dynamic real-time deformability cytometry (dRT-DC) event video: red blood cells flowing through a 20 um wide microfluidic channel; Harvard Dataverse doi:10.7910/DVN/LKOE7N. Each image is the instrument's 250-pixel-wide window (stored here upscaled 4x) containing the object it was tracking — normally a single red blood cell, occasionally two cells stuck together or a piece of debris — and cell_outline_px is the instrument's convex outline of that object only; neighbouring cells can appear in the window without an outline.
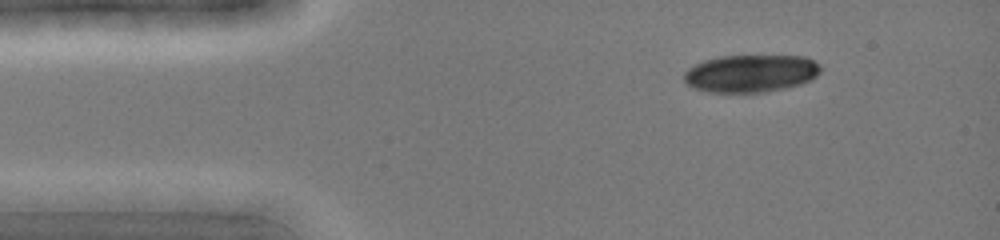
{"species": "common noctule bat (a hibernating species)", "species_latin": "Nyctalus noctula", "temperature_condition": "cold", "stored_images_in_passage": 47, "camera_frame_rate_fps": 3000, "um_per_image_px": 0.085, "animal": {"sex": "female", "body_mass_g": 19.0, "forearm_length_mm": 51.5}, "frame": {"image": 1, "passage_image": 6, "time_ms": 1.333, "image_size_px": [1000, 240], "cell_outline_px": [[820, 72], [812, 80], [800, 84], [784, 88], [764, 92], [708, 92], [692, 88], [684, 80], [684, 72], [688, 68], [704, 60], [720, 56], [804, 56], [820, 64]], "centroid_in_image_um": [63.81, 6.24], "position_along_channel_um": 21.2, "area_um2": 29.88}}